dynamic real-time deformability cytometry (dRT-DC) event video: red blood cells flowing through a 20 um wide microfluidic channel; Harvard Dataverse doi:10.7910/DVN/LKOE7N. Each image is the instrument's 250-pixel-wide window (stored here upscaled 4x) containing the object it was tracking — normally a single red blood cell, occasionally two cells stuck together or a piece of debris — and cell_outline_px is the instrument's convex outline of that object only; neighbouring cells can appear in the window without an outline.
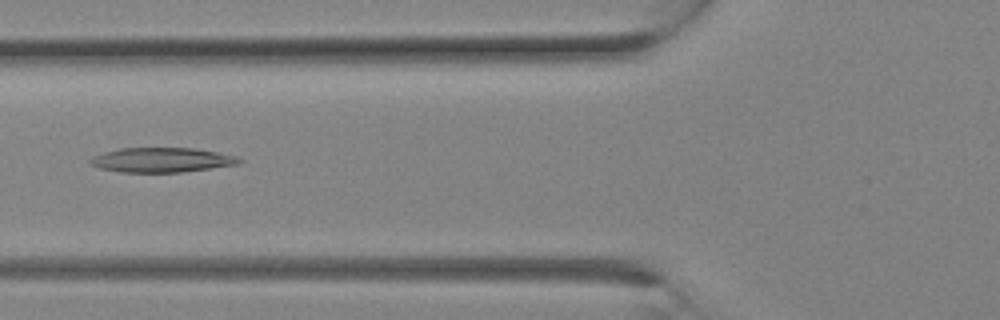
{"species": "Egyptian fruit bat (a non-hibernating species)", "species_latin": "Rousettus aegyptiacus", "temperature_condition": "room temperature", "stored_images_in_passage": 11, "camera_frame_rate_fps": 3000, "um_per_image_px": 0.085, "animal": {"sex": "female"}, "frame": {"image": 1, "passage_image": 10, "time_ms": 3.0, "image_size_px": [1000, 320], "cell_outline_px": [[244, 160], [240, 164], [180, 172], [120, 172], [100, 168], [92, 164], [88, 160], [92, 156], [104, 152], [120, 148], [196, 148], [236, 156]], "centroid_in_image_um": [13.75, 13.59], "position_along_channel_um": 112.0, "area_um2": 21.33}}